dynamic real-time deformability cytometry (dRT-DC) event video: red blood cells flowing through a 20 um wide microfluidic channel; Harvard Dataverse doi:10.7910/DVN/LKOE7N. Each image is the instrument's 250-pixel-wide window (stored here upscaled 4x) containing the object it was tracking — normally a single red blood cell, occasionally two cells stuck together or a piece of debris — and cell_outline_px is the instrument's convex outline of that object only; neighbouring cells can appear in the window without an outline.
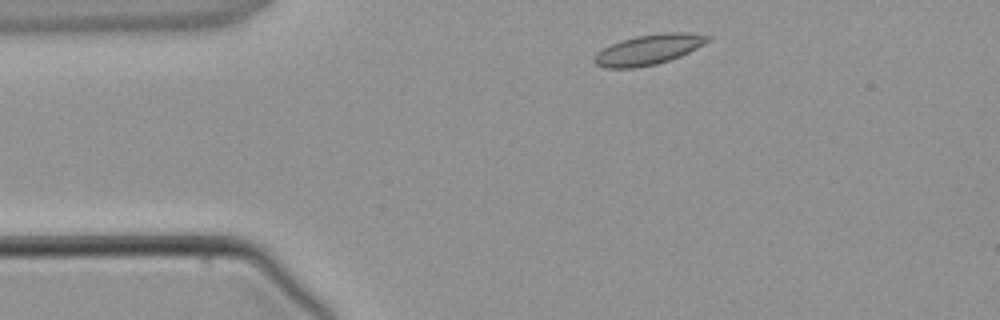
{"species": "common noctule bat (a hibernating species)", "species_latin": "Nyctalus noctula", "temperature_condition": "warm", "stored_images_in_passage": 2, "camera_frame_rate_fps": 3000, "um_per_image_px": 0.085, "animal": {"sex": "male", "body_mass_g": 21.5, "forearm_length_mm": 52.0}, "frame": {"image": 1, "passage_image": 1, "time_ms": 0.0, "image_size_px": [1000, 320], "cell_outline_px": [[712, 36], [704, 44], [680, 56], [656, 64], [632, 68], [608, 68], [596, 64], [592, 60], [596, 52], [620, 40], [636, 36], [664, 32], [688, 32]], "centroid_in_image_um": [55.11, 4.2], "position_along_channel_um": 29.9, "area_um2": 19.83}}